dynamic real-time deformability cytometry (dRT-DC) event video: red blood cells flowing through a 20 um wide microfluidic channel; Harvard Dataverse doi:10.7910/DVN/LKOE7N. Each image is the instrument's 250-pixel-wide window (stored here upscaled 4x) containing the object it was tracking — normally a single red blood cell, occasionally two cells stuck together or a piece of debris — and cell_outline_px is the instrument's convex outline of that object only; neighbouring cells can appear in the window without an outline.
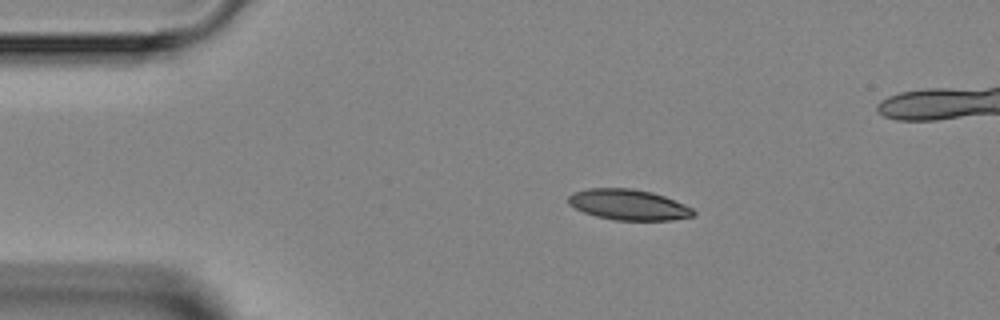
{"species": "Egyptian fruit bat (a non-hibernating species)", "species_latin": "Rousettus aegyptiacus", "temperature_condition": "room temperature", "stored_images_in_passage": 3, "camera_frame_rate_fps": 3000, "um_per_image_px": 0.085, "animal": {"sex": "female"}, "frame": {"image": 1, "passage_image": 1, "time_ms": 0.0, "image_size_px": [1000, 320], "cell_outline_px": [[696, 212], [692, 216], [672, 220], [616, 220], [596, 216], [584, 212], [568, 204], [568, 196], [572, 192], [588, 188], [632, 188], [652, 192], [664, 196], [684, 204], [692, 208]], "centroid_in_image_um": [53.4, 17.39], "position_along_channel_um": 31.6, "area_um2": 22.31}}
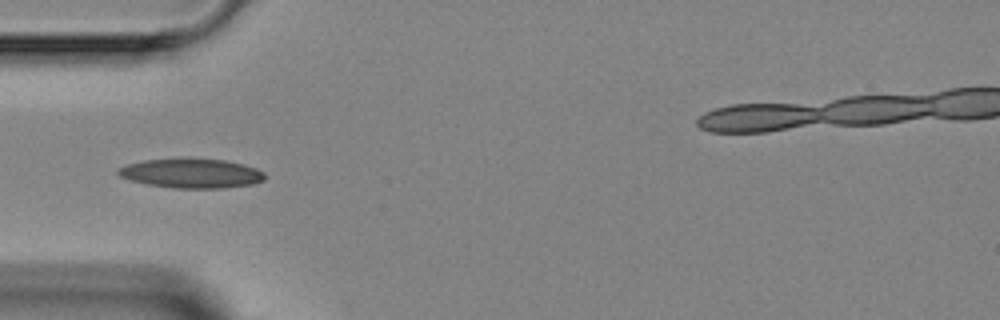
{"frame": {"image": 2, "passage_image": 3, "time_ms": 2.0, "image_size_px": [1000, 320], "cell_outline_px": [[264, 180], [252, 184], [224, 188], [176, 188], [148, 184], [132, 180], [120, 176], [116, 172], [116, 168], [128, 164], [144, 160], [224, 160], [244, 164], [256, 168], [264, 172]], "centroid_in_image_um": [16.29, 14.75], "position_along_channel_um": 68.7, "area_um2": 24.51}}